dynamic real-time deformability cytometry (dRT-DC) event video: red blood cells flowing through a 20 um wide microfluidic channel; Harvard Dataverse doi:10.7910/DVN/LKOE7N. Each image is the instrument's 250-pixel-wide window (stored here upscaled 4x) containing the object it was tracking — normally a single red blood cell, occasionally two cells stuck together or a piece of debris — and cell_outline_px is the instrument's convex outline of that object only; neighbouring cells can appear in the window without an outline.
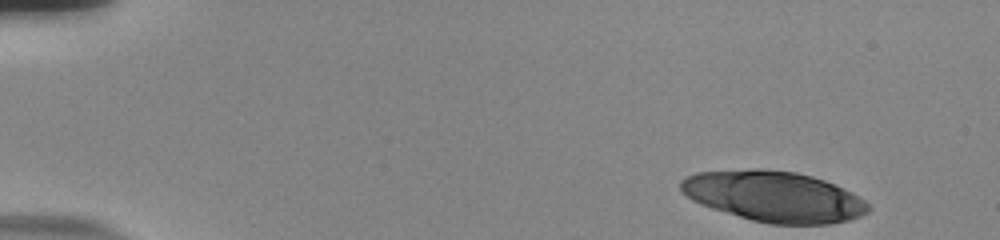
{"species": "human", "species_latin": "Homo sapiens", "temperature_condition": "room temperature", "stored_images_in_passage": 51, "camera_frame_rate_fps": 3000, "um_per_image_px": 0.085, "donor": {"sex": "male"}, "frame": {"image": 1, "passage_image": 1, "time_ms": 0.0, "image_size_px": [1000, 240], "cell_outline_px": [[868, 212], [848, 220], [828, 224], [768, 224], [752, 220], [704, 204], [688, 196], [680, 188], [680, 180], [696, 172], [756, 168], [760, 168], [796, 172], [812, 176], [824, 180], [864, 200], [868, 204]], "centroid_in_image_um": [65.78, 16.68], "position_along_channel_um": 19.2, "area_um2": 54.39}}
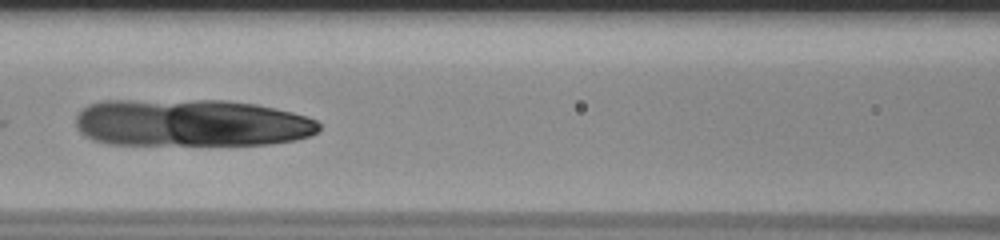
{"frame": {"image": 2, "passage_image": 22, "time_ms": 7.0, "image_size_px": [1000, 240], "cell_outline_px": [[320, 128], [312, 136], [296, 140], [268, 144], [108, 144], [92, 140], [84, 136], [76, 128], [76, 116], [88, 104], [100, 100], [224, 100], [256, 104], [276, 108], [308, 116], [316, 120], [320, 124]], "centroid_in_image_um": [16.24, 10.44], "position_along_channel_um": 150.4, "area_um2": 67.68}}
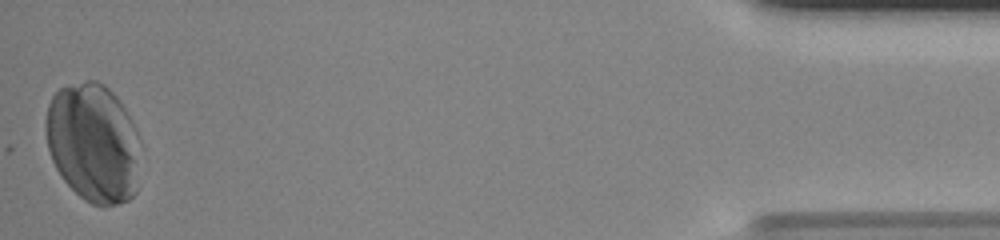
{"frame": {"image": 3, "passage_image": 51, "time_ms": 16.667, "image_size_px": [1000, 240], "cell_outline_px": [[140, 140], [136, 192], [128, 200], [120, 204], [104, 208], [100, 208], [84, 200], [64, 180], [56, 168], [52, 160], [48, 148], [48, 104], [52, 96], [60, 88], [84, 80], [96, 80], [104, 84], [120, 100]], "centroid_in_image_um": [7.96, 12.17], "position_along_channel_um": 427.2, "area_um2": 65.49}}